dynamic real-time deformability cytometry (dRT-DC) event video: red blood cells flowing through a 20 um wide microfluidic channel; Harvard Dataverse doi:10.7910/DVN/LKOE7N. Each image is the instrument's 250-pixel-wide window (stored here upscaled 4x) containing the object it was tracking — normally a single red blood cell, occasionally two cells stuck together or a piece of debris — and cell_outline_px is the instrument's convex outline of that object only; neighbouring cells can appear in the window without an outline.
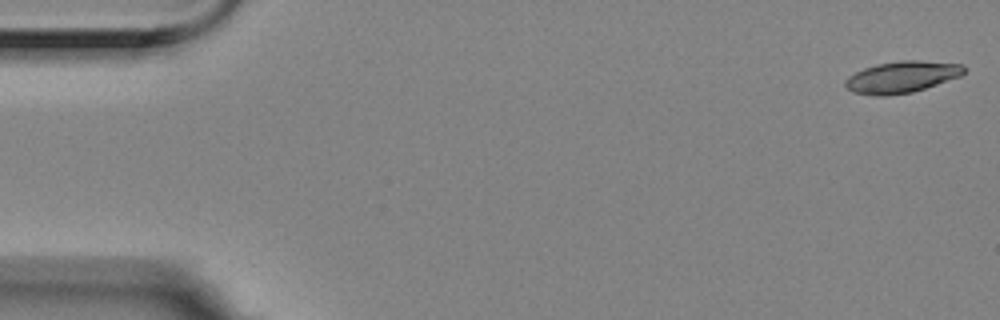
{"species": "Egyptian fruit bat (a non-hibernating species)", "species_latin": "Rousettus aegyptiacus", "temperature_condition": "room temperature", "stored_images_in_passage": 4, "camera_frame_rate_fps": 3000, "um_per_image_px": 0.085, "animal": {"sex": "female"}, "frame": {"image": 1, "passage_image": 1, "time_ms": 0.0, "image_size_px": [1000, 320], "cell_outline_px": [[964, 72], [960, 76], [912, 92], [888, 96], [876, 96], [852, 92], [844, 84], [844, 80], [848, 76], [864, 68], [876, 64], [900, 60], [916, 60], [964, 64]], "centroid_in_image_um": [76.61, 6.54], "position_along_channel_um": 8.4, "area_um2": 21.79}}
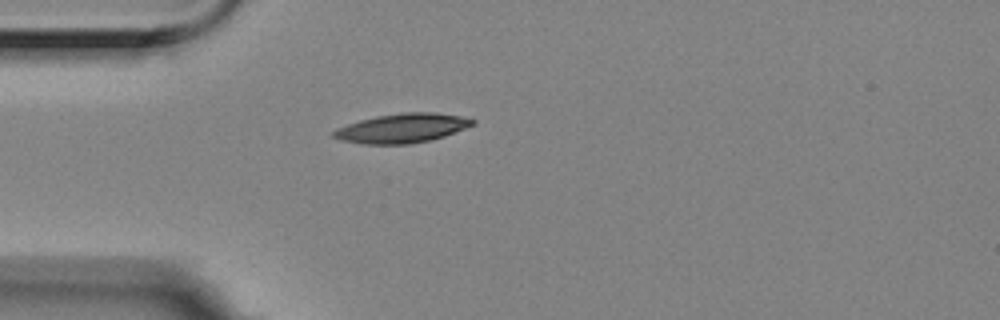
{"frame": {"image": 2, "passage_image": 4, "time_ms": 1.0, "image_size_px": [1000, 320], "cell_outline_px": [[476, 124], [444, 136], [432, 140], [408, 144], [364, 144], [340, 140], [332, 136], [332, 132], [336, 128], [360, 120], [376, 116], [400, 112], [436, 112], [460, 116], [476, 120]], "centroid_in_image_um": [34.18, 10.89], "position_along_channel_um": 50.8, "area_um2": 23.81}}